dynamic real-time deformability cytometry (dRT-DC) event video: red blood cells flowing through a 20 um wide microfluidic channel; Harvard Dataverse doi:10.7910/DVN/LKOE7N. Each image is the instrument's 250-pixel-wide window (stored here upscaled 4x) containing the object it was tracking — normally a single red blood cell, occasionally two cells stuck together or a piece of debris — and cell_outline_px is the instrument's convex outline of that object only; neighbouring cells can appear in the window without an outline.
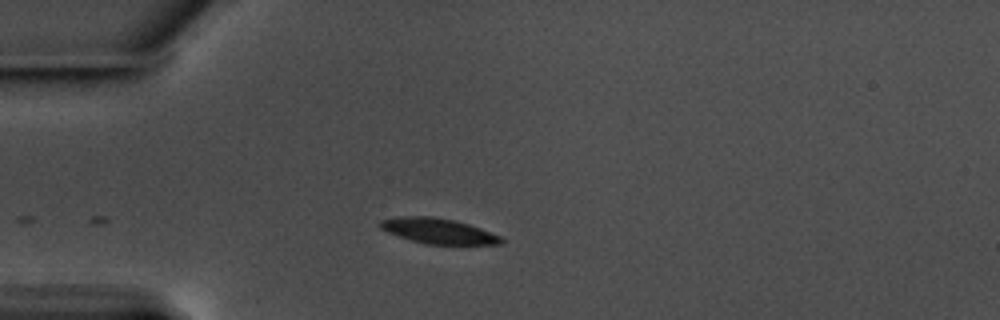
{"species": "common noctule bat (a hibernating species)", "species_latin": "Nyctalus noctula", "temperature_condition": "warm", "stored_images_in_passage": 7, "camera_frame_rate_fps": 3000, "um_per_image_px": 0.085, "animal": {"sex": "male", "body_mass_g": 17.5, "forearm_length_mm": 52.3}, "frame": {"image": 1, "passage_image": 1, "time_ms": 0.0, "image_size_px": [1000, 320], "cell_outline_px": [[504, 244], [424, 244], [388, 232], [380, 228], [380, 220], [396, 216], [432, 216], [452, 220], [468, 224], [480, 228], [500, 236], [504, 240]], "centroid_in_image_um": [37.25, 19.63], "position_along_channel_um": 47.8, "area_um2": 17.69}}